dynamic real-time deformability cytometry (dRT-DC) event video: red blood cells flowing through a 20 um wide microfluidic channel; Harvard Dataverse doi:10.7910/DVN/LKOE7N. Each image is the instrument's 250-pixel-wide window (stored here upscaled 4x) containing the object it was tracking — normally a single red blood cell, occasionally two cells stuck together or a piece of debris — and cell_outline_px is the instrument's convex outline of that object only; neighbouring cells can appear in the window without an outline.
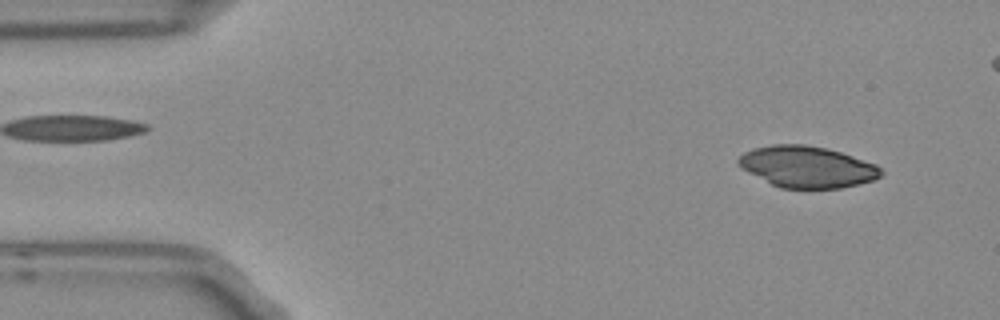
{"species": "Egyptian fruit bat (a non-hibernating species)", "species_latin": "Rousettus aegyptiacus", "temperature_condition": "room temperature", "stored_images_in_passage": 7, "camera_frame_rate_fps": 3000, "um_per_image_px": 0.085, "frame": {"image": 1, "passage_image": 1, "time_ms": 0.0, "image_size_px": [1000, 320], "cell_outline_px": [[884, 172], [880, 176], [872, 180], [860, 184], [840, 188], [780, 188], [740, 168], [736, 164], [736, 160], [744, 152], [756, 148], [772, 144], [804, 144], [824, 148], [840, 152], [876, 164]], "centroid_in_image_um": [68.58, 14.18], "position_along_channel_um": 16.4, "area_um2": 34.28}}